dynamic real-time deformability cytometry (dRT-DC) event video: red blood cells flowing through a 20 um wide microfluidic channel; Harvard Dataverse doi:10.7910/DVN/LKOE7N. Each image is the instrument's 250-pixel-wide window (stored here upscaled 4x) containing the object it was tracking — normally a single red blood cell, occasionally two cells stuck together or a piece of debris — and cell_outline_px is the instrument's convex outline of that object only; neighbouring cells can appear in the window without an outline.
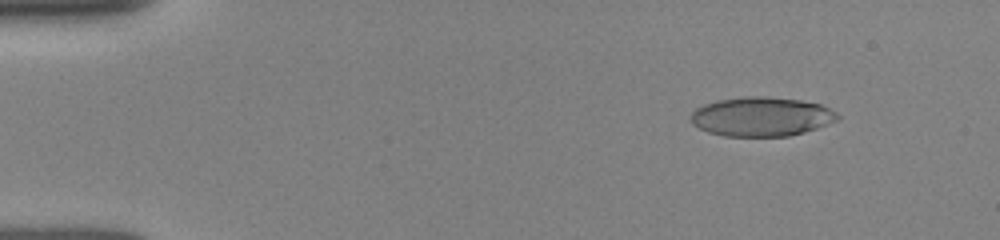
{"species": "human", "species_latin": "Homo sapiens", "temperature_condition": "room temperature", "stored_images_in_passage": 51, "camera_frame_rate_fps": 3000, "um_per_image_px": 0.085, "donor": {"sex": "female"}, "frame": {"image": 1, "passage_image": 6, "time_ms": 1.667, "image_size_px": [1000, 240], "cell_outline_px": [[840, 116], [836, 120], [828, 124], [804, 132], [788, 136], [724, 136], [708, 132], [692, 124], [692, 112], [696, 108], [704, 104], [716, 100], [748, 96], [764, 96], [800, 100], [820, 104], [836, 112]], "centroid_in_image_um": [64.71, 9.91], "position_along_channel_um": 20.3, "area_um2": 33.41}}
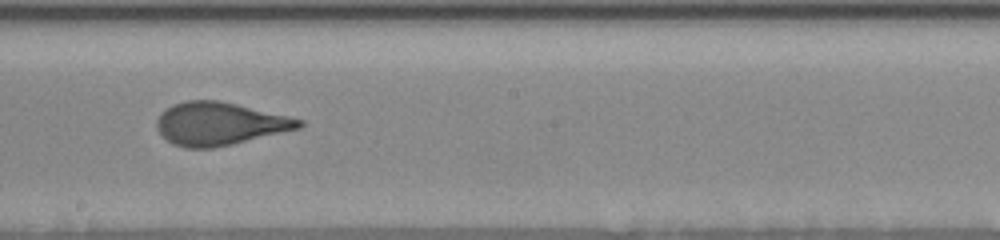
{"frame": {"image": 2, "passage_image": 29, "time_ms": 9.333, "image_size_px": [1000, 240], "cell_outline_px": [[304, 124], [300, 128], [232, 144], [212, 148], [184, 148], [172, 144], [156, 128], [156, 120], [160, 112], [172, 104], [188, 100], [216, 100], [236, 104], [288, 116], [304, 120]], "centroid_in_image_um": [18.63, 10.52], "position_along_channel_um": 229.6, "area_um2": 35.43}}
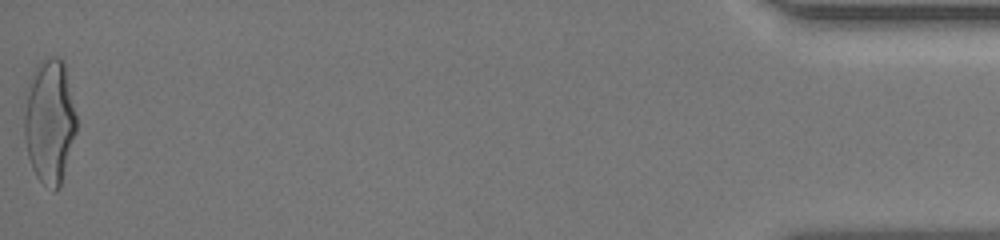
{"frame": {"image": 3, "passage_image": 51, "time_ms": 16.667, "image_size_px": [1000, 240], "cell_outline_px": [[76, 132], [60, 188], [56, 192], [44, 184], [36, 176], [32, 168], [28, 156], [24, 136], [24, 116], [28, 96], [36, 64], [52, 56], [56, 56], [64, 60], [76, 116]], "centroid_in_image_um": [4.24, 10.36], "position_along_channel_um": 431.0, "area_um2": 37.34}, "authors_computed_cell_mechanics": {"area_um2": 35.2002, "velocity_mm_per_s": 3.9627, "shape_relaxation_time_tau1_ms": 4.4242, "shape_relaxation_time_tau2_ms": 0.7146, "deformation_change_tau1": 0.1927, "deformation_change_tau2": 0.0781}}